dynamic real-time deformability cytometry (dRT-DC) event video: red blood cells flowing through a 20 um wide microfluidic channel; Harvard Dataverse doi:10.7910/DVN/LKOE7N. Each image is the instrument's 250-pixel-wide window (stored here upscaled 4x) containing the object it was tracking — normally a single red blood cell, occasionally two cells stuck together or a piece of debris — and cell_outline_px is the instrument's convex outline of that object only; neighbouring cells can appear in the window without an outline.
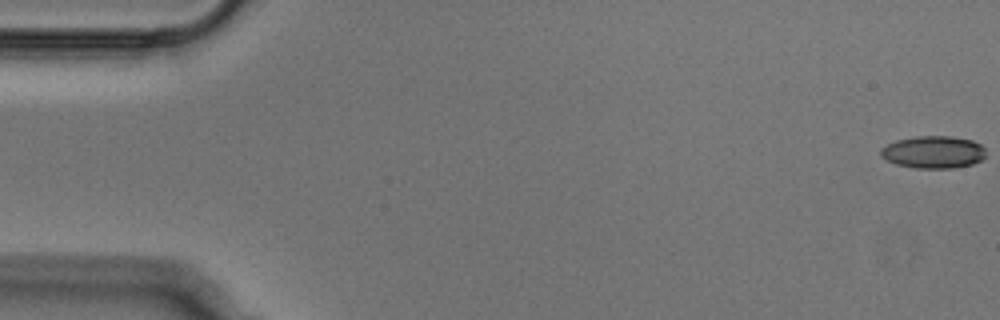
{"species": "Egyptian fruit bat (a non-hibernating species)", "species_latin": "Rousettus aegyptiacus", "temperature_condition": "cold", "stored_images_in_passage": 52, "camera_frame_rate_fps": 3000, "um_per_image_px": 0.085, "animal": {"sex": "male"}, "frame": {"image": 1, "passage_image": 1, "time_ms": 0.0, "image_size_px": [1000, 320], "cell_outline_px": [[984, 156], [980, 160], [972, 164], [952, 168], [916, 168], [896, 164], [880, 156], [880, 148], [896, 140], [916, 136], [952, 136], [972, 140], [980, 144], [984, 148]], "centroid_in_image_um": [79.31, 12.92], "position_along_channel_um": 5.7, "area_um2": 19.77}}
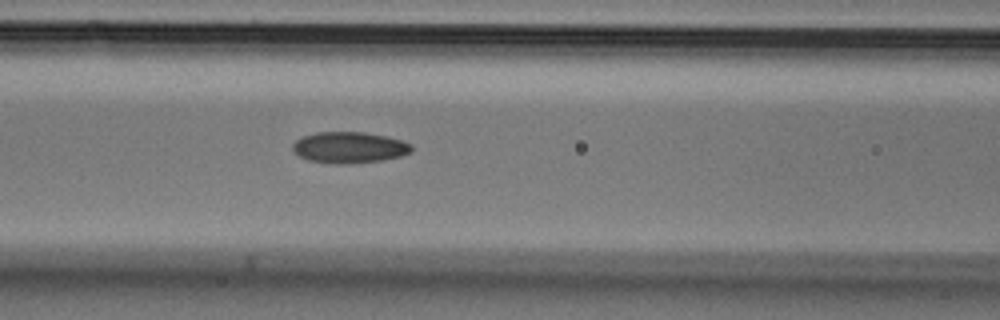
{"frame": {"image": 2, "passage_image": 22, "time_ms": 7.0, "image_size_px": [1000, 320], "cell_outline_px": [[412, 152], [400, 156], [384, 160], [344, 164], [336, 164], [308, 160], [300, 156], [292, 148], [292, 144], [296, 140], [304, 136], [316, 132], [364, 132], [388, 136], [412, 144]], "centroid_in_image_um": [29.71, 12.53], "position_along_channel_um": 136.9, "area_um2": 21.62}}
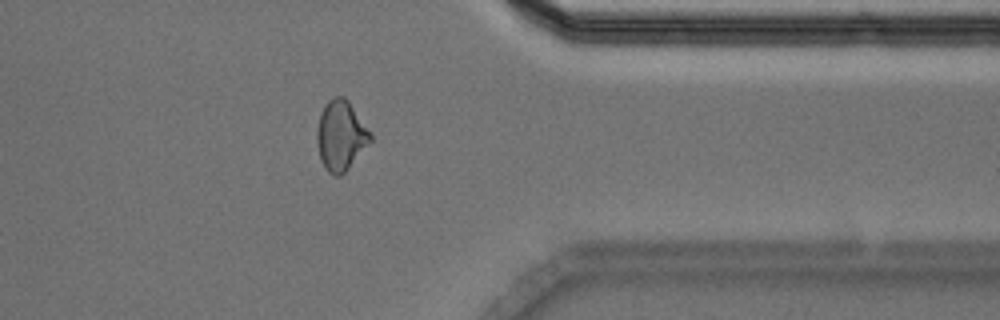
{"frame": {"image": 3, "passage_image": 42, "time_ms": 13.667, "image_size_px": [1000, 320], "cell_outline_px": [[372, 140], [348, 168], [340, 176], [336, 176], [328, 172], [324, 168], [320, 160], [316, 140], [316, 132], [320, 112], [324, 104], [332, 96], [344, 96], [348, 100], [372, 132]], "centroid_in_image_um": [28.95, 11.49], "position_along_channel_um": 382.4, "area_um2": 22.08}}